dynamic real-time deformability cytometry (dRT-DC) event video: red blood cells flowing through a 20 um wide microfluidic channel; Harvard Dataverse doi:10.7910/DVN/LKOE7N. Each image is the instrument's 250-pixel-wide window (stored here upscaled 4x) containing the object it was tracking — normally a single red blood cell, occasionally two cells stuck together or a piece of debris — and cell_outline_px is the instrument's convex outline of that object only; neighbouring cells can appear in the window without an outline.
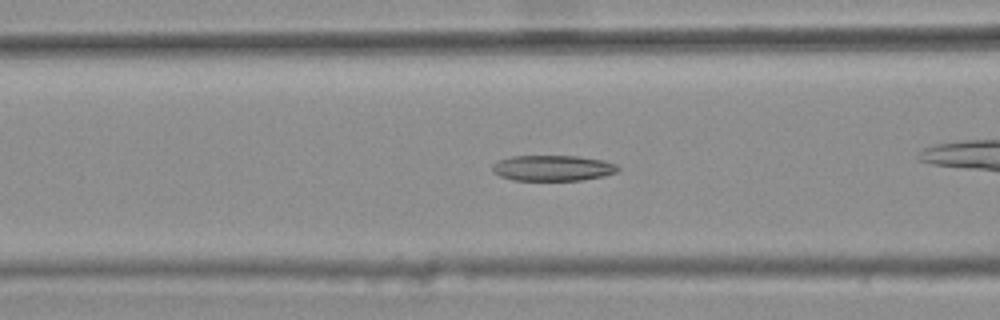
{"species": "common noctule bat (a hibernating species)", "species_latin": "Nyctalus noctula", "temperature_condition": "warm", "stored_images_in_passage": 47, "camera_frame_rate_fps": 3000, "um_per_image_px": 0.085, "animal": {"sex": "female", "body_mass_g": 25.1}, "frame": {"image": 1, "passage_image": 21, "time_ms": 6.667, "image_size_px": [1000, 320], "cell_outline_px": [[620, 168], [616, 172], [604, 176], [580, 180], [512, 180], [500, 176], [492, 172], [492, 164], [500, 160], [512, 156], [576, 156], [604, 160], [616, 164]], "centroid_in_image_um": [46.98, 14.28], "position_along_channel_um": 119.6, "area_um2": 18.79}}
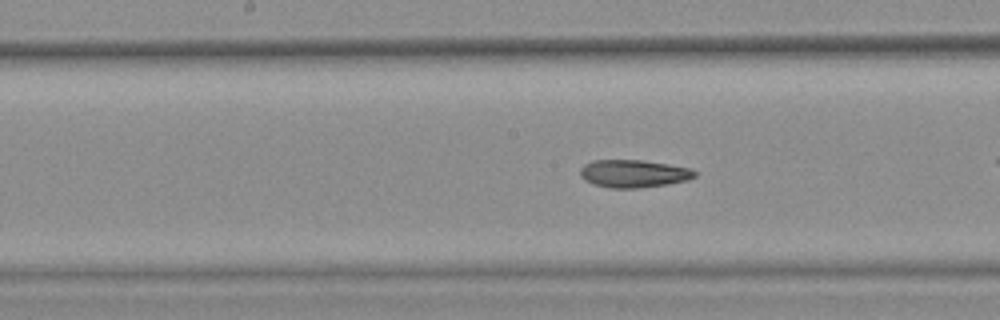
{"frame": {"image": 2, "passage_image": 27, "time_ms": 8.667, "image_size_px": [1000, 320], "cell_outline_px": [[696, 176], [688, 180], [668, 184], [640, 188], [608, 188], [592, 184], [584, 180], [580, 176], [580, 168], [584, 164], [592, 160], [644, 160], [692, 168], [696, 172]], "centroid_in_image_um": [53.84, 14.76], "position_along_channel_um": 194.4, "area_um2": 18.79}, "authors_computed_cell_mechanics": {"area_um2": 19.2474, "velocity_mm_per_s": 3.7417, "shape_relaxation_time_tau1_ms": null, "shape_relaxation_time_tau2_ms": 2.7957, "deformation_change_tau1": null, "deformation_change_tau2": 0.0981}}